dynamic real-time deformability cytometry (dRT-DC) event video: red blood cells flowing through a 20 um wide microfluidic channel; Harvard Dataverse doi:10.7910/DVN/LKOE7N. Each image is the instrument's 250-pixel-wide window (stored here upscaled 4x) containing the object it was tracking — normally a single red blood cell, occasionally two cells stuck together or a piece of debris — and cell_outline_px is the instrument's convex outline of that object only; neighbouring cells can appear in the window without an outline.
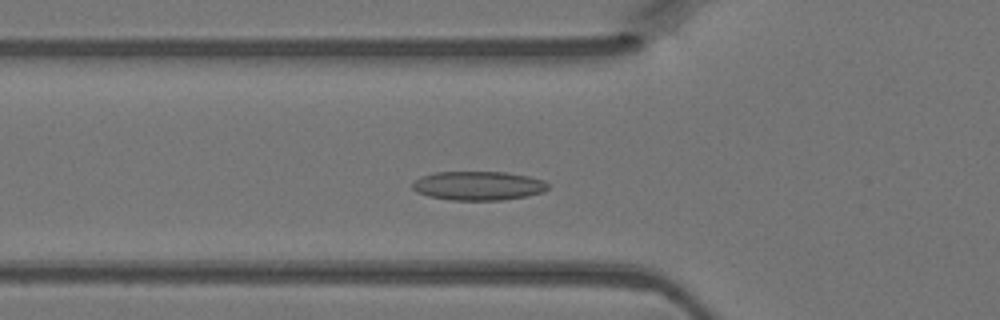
{"species": "Egyptian fruit bat (a non-hibernating species)", "species_latin": "Rousettus aegyptiacus", "temperature_condition": "warm", "stored_images_in_passage": 44, "camera_frame_rate_fps": 3000, "um_per_image_px": 0.085, "animal": {"sex": "female"}, "frame": {"image": 1, "passage_image": 13, "time_ms": 4.0, "image_size_px": [1000, 320], "cell_outline_px": [[548, 188], [544, 192], [528, 196], [500, 200], [452, 200], [428, 196], [416, 192], [412, 188], [412, 184], [420, 176], [436, 172], [504, 172], [528, 176], [544, 180], [548, 184]], "centroid_in_image_um": [40.65, 15.79], "position_along_channel_um": 85.1, "area_um2": 22.95}}
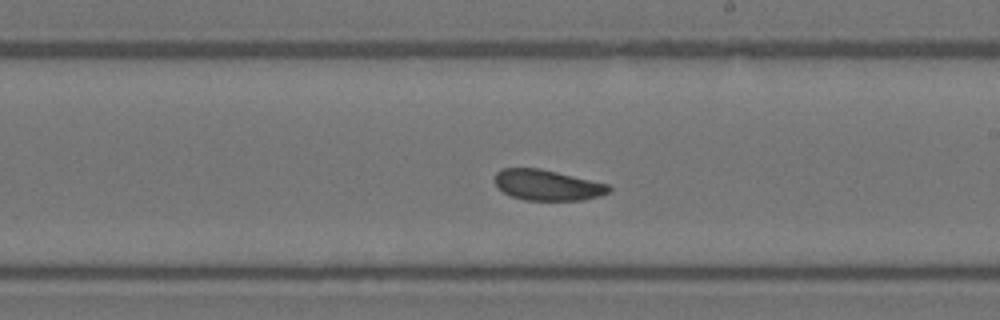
{"frame": {"image": 2, "passage_image": 24, "time_ms": 7.667, "image_size_px": [1000, 320], "cell_outline_px": [[612, 192], [600, 196], [580, 200], [524, 200], [512, 196], [504, 192], [496, 184], [496, 172], [500, 168], [540, 168], [608, 184], [612, 188]], "centroid_in_image_um": [46.56, 15.73], "position_along_channel_um": 242.4, "area_um2": 20.29}}
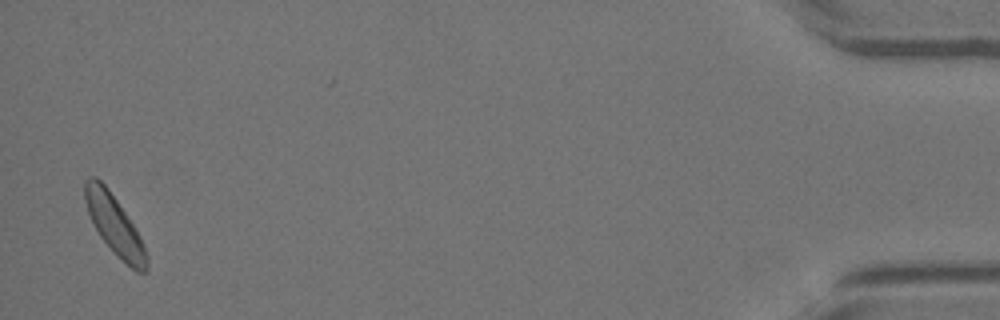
{"frame": {"image": 3, "passage_image": 43, "time_ms": 14.0, "image_size_px": [1000, 320], "cell_outline_px": [[148, 268], [144, 272], [136, 272], [100, 236], [88, 212], [84, 200], [84, 180], [88, 176], [96, 176], [108, 188], [136, 228], [140, 236], [148, 256]], "centroid_in_image_um": [9.73, 19.06], "position_along_channel_um": 425.5, "area_um2": 20.87}}